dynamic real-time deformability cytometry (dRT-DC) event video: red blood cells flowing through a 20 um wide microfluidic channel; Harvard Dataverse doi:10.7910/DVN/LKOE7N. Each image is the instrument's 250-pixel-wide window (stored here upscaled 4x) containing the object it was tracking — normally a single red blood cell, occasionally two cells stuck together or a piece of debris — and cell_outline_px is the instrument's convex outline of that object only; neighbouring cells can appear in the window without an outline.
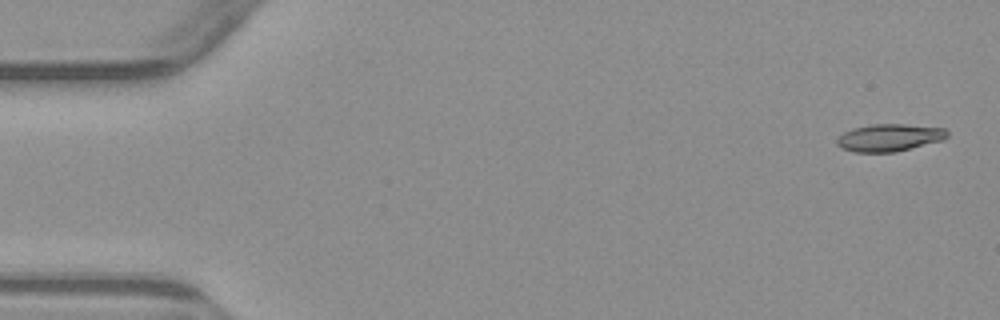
{"species": "common noctule bat (a hibernating species)", "species_latin": "Nyctalus noctula", "temperature_condition": "warm", "stored_images_in_passage": 4, "camera_frame_rate_fps": 3000, "um_per_image_px": 0.085, "animal": {"sex": "male", "body_mass_g": 23.1, "forearm_length_mm": 52.7}, "frame": {"image": 1, "passage_image": 1, "time_ms": 0.0, "image_size_px": [1000, 320], "cell_outline_px": [[948, 136], [944, 140], [896, 152], [856, 152], [840, 148], [836, 144], [836, 140], [844, 132], [852, 128], [872, 124], [904, 124], [944, 128], [948, 132]], "centroid_in_image_um": [75.59, 11.7], "position_along_channel_um": 9.4, "area_um2": 17.69}}
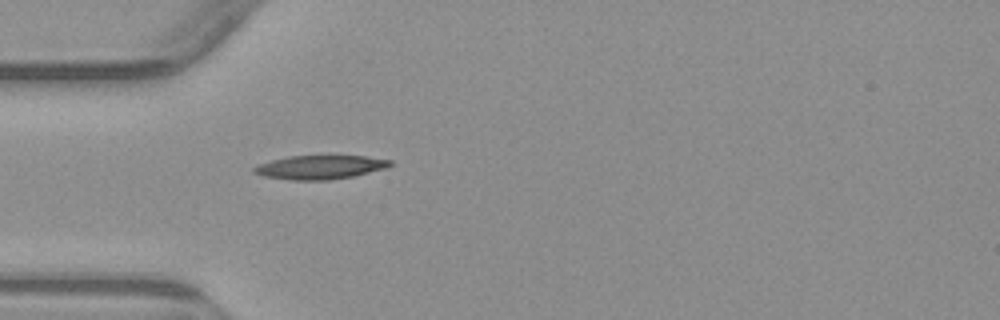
{"frame": {"image": 2, "passage_image": 4, "time_ms": 4.667, "image_size_px": [1000, 320], "cell_outline_px": [[392, 164], [388, 168], [352, 176], [328, 180], [292, 180], [264, 176], [252, 172], [252, 168], [260, 164], [272, 160], [288, 156], [364, 156], [392, 160]], "centroid_in_image_um": [27.21, 14.21], "position_along_channel_um": 57.8, "area_um2": 18.79}}